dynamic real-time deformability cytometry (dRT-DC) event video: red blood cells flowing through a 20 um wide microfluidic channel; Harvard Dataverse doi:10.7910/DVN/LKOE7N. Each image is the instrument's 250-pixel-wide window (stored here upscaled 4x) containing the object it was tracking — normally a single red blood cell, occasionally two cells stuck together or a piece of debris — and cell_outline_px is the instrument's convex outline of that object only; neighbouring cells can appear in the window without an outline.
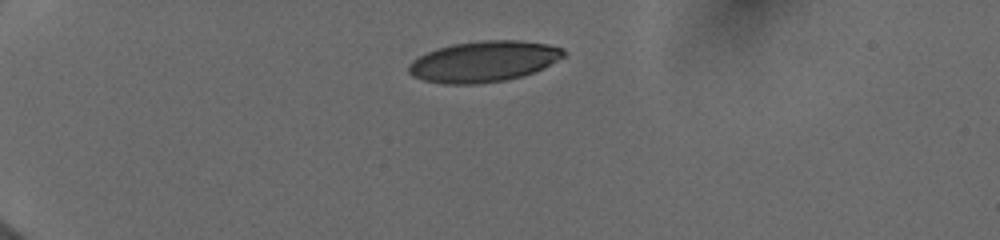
{"species": "human", "species_latin": "Homo sapiens", "temperature_condition": "cold", "stored_images_in_passage": 18, "camera_frame_rate_fps": 3000, "um_per_image_px": 0.085, "donor": {"sex": "female"}, "frame": {"image": 1, "passage_image": 1, "time_ms": 0.0, "image_size_px": [1000, 240], "cell_outline_px": [[564, 56], [544, 68], [524, 76], [504, 80], [476, 84], [444, 84], [424, 80], [412, 76], [408, 72], [408, 64], [412, 60], [428, 52], [452, 44], [480, 40], [520, 40], [548, 44], [564, 48]], "centroid_in_image_um": [41.12, 5.22], "position_along_channel_um": 43.9, "area_um2": 36.93}}
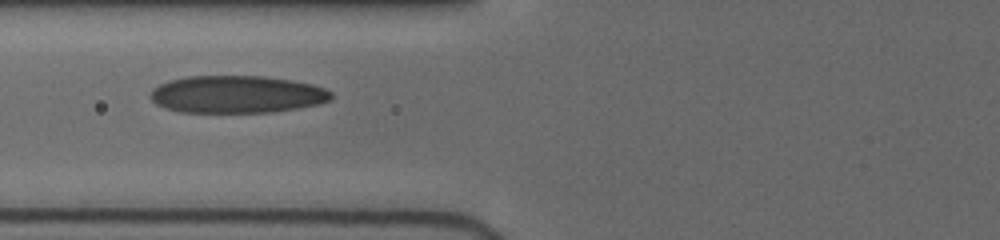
{"frame": {"image": 2, "passage_image": 11, "time_ms": 3.0, "image_size_px": [1000, 240], "cell_outline_px": [[332, 100], [316, 104], [296, 108], [272, 112], [180, 112], [156, 104], [148, 96], [152, 88], [168, 80], [188, 76], [264, 76], [292, 80], [312, 84], [324, 88], [332, 92]], "centroid_in_image_um": [20.11, 8.01], "position_along_channel_um": 105.7, "area_um2": 39.48}}
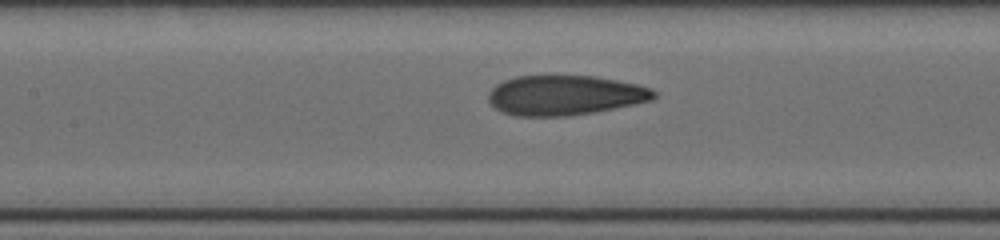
{"frame": {"image": 3, "passage_image": 15, "time_ms": 4.333, "image_size_px": [1000, 240], "cell_outline_px": [[656, 96], [652, 100], [592, 112], [568, 116], [516, 116], [500, 112], [488, 100], [488, 92], [496, 84], [504, 80], [516, 76], [552, 72], [592, 76], [616, 80], [636, 84], [652, 88], [656, 92]], "centroid_in_image_um": [47.95, 8.05], "position_along_channel_um": 159.5, "area_um2": 39.36}}